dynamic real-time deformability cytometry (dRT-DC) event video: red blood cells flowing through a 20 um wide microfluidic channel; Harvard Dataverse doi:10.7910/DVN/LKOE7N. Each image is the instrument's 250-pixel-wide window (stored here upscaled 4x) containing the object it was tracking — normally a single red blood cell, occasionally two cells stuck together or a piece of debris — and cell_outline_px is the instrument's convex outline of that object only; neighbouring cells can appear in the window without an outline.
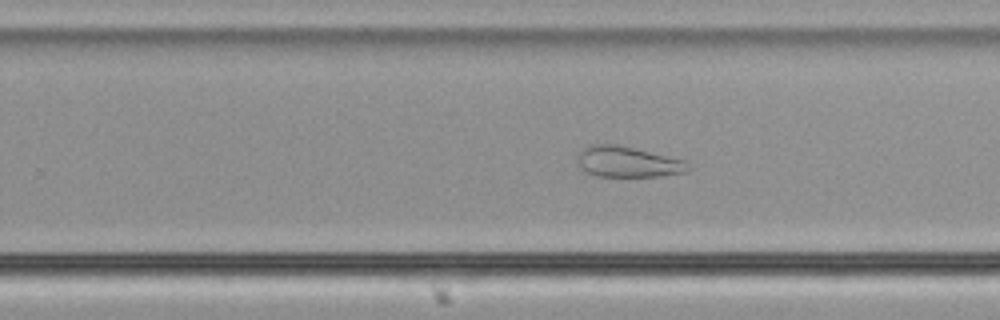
{"species": "common noctule bat (a hibernating species)", "species_latin": "Nyctalus noctula", "temperature_condition": "cold", "stored_images_in_passage": 56, "camera_frame_rate_fps": 3000, "um_per_image_px": 0.085, "animal": {"sex": "male", "body_mass_g": 21.5, "forearm_length_mm": 52.0}, "frame": {"image": 1, "passage_image": 36, "time_ms": 11.667, "image_size_px": [1000, 320], "cell_outline_px": [[692, 168], [684, 172], [660, 176], [596, 176], [580, 168], [576, 160], [576, 156], [588, 144], [616, 144], [688, 160]], "centroid_in_image_um": [53.38, 13.75], "position_along_channel_um": 276.4, "area_um2": 20.06}}
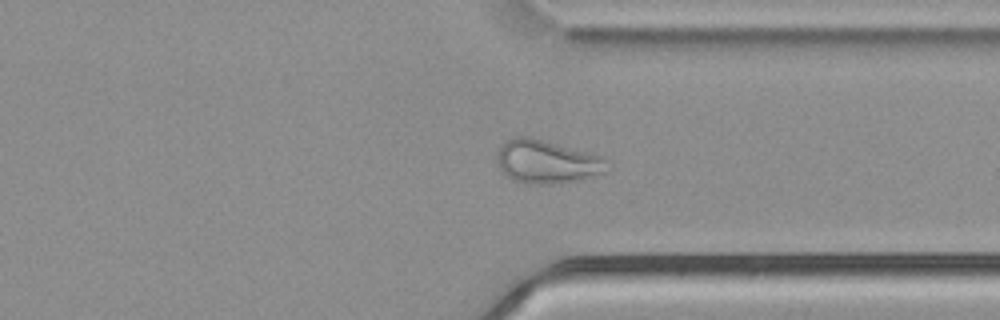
{"frame": {"image": 2, "passage_image": 43, "time_ms": 14.0, "image_size_px": [1000, 320], "cell_outline_px": [[612, 168], [604, 172], [592, 176], [576, 180], [548, 184], [524, 184], [512, 180], [500, 168], [496, 156], [500, 144], [512, 136], [532, 136], [600, 156], [612, 160]], "centroid_in_image_um": [46.49, 13.73], "position_along_channel_um": 364.9, "area_um2": 28.21}}
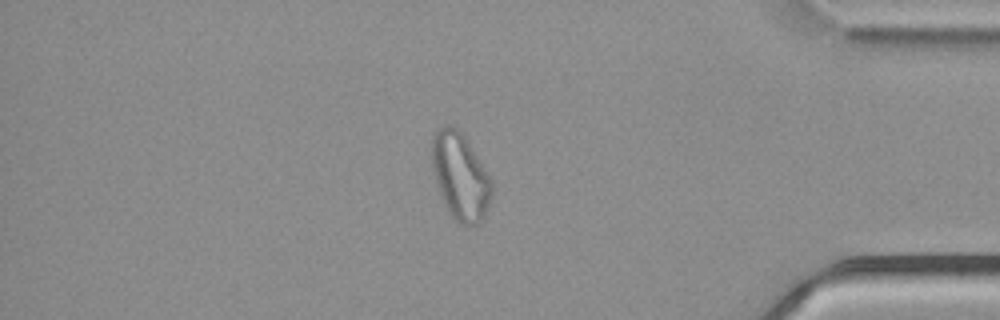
{"frame": {"image": 3, "passage_image": 48, "time_ms": 15.667, "image_size_px": [1000, 320], "cell_outline_px": [[492, 196], [488, 208], [484, 216], [476, 224], [460, 224], [448, 212], [440, 192], [436, 180], [432, 164], [432, 140], [436, 132], [440, 128], [448, 124], [452, 124], [464, 136], [492, 180]], "centroid_in_image_um": [39.14, 14.99], "position_along_channel_um": 396.1, "area_um2": 29.71}}